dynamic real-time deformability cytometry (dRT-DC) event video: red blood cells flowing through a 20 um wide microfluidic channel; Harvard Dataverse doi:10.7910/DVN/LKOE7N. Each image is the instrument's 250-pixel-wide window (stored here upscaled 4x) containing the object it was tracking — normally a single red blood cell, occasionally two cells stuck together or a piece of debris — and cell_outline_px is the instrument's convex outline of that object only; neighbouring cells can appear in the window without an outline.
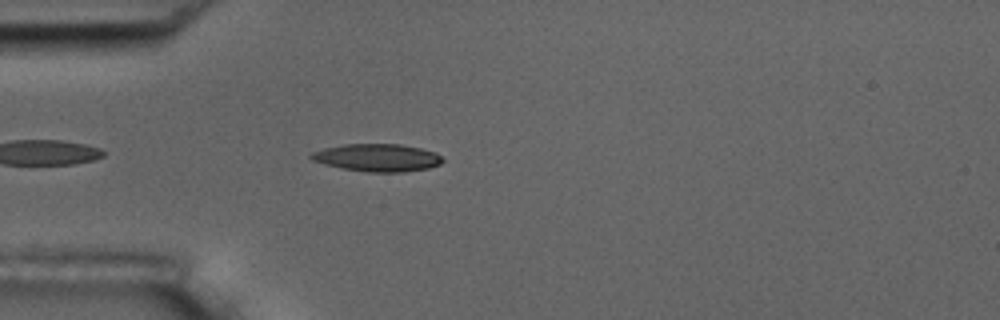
{"species": "common noctule bat (a hibernating species)", "species_latin": "Nyctalus noctula", "temperature_condition": "room temperature", "stored_images_in_passage": 4, "camera_frame_rate_fps": 3000, "um_per_image_px": 0.085, "animal": {"sex": "male", "body_mass_g": 17.5, "forearm_length_mm": 52.3}, "frame": {"image": 1, "passage_image": 4, "time_ms": 1.0, "image_size_px": [1000, 320], "cell_outline_px": [[444, 160], [440, 164], [428, 168], [404, 172], [368, 172], [340, 168], [324, 164], [312, 160], [308, 156], [312, 152], [324, 148], [344, 144], [400, 144], [420, 148], [436, 152]], "centroid_in_image_um": [32.06, 13.4], "position_along_channel_um": 52.9, "area_um2": 21.21}}